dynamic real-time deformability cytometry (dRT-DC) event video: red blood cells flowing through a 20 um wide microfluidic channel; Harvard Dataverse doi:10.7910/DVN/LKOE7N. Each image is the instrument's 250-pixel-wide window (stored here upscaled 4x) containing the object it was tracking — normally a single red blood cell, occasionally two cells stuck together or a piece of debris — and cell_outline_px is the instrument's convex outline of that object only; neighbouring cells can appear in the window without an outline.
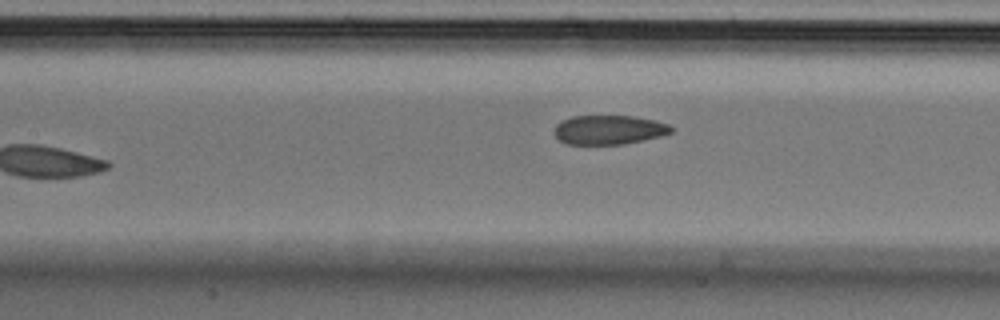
{"species": "Egyptian fruit bat (a non-hibernating species)", "species_latin": "Rousettus aegyptiacus", "temperature_condition": "cold", "stored_images_in_passage": 8, "camera_frame_rate_fps": 3000, "um_per_image_px": 0.085, "animal": {"sex": "male"}, "frame": {"image": 1, "passage_image": 8, "time_ms": 2.333, "image_size_px": [1000, 320], "cell_outline_px": [[676, 128], [672, 132], [660, 136], [644, 140], [624, 144], [564, 144], [556, 136], [556, 124], [560, 120], [572, 116], [632, 116], [656, 120], [668, 124]], "centroid_in_image_um": [51.79, 11.03], "position_along_channel_um": 155.6, "area_um2": 20.0}}